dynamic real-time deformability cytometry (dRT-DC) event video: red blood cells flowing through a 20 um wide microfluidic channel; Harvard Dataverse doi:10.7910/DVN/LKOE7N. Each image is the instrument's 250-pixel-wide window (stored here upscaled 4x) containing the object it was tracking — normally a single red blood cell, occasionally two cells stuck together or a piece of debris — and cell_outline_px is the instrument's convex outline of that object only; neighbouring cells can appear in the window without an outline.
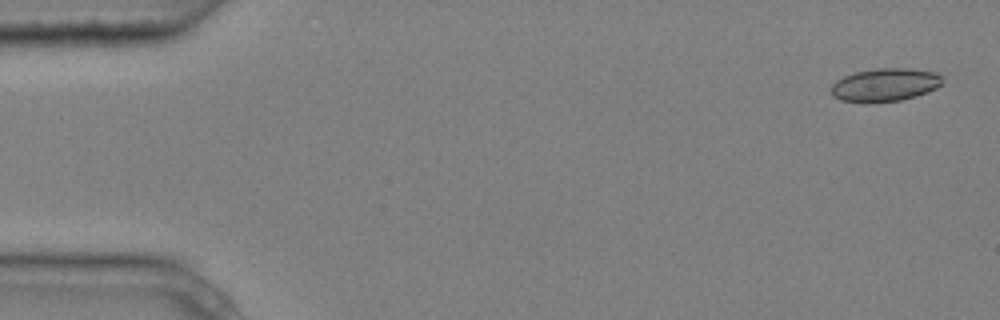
{"species": "common noctule bat (a hibernating species)", "species_latin": "Nyctalus noctula", "temperature_condition": "cold", "stored_images_in_passage": 4, "camera_frame_rate_fps": 3000, "um_per_image_px": 0.085, "animal": {"sex": "male", "body_mass_g": 20.4}, "frame": {"image": 1, "passage_image": 1, "time_ms": 0.0, "image_size_px": [1000, 320], "cell_outline_px": [[944, 84], [928, 92], [916, 96], [900, 100], [840, 100], [832, 96], [832, 84], [836, 80], [844, 76], [856, 72], [876, 68], [908, 68], [936, 72], [944, 80]], "centroid_in_image_um": [75.29, 7.17], "position_along_channel_um": 9.7, "area_um2": 20.98}}